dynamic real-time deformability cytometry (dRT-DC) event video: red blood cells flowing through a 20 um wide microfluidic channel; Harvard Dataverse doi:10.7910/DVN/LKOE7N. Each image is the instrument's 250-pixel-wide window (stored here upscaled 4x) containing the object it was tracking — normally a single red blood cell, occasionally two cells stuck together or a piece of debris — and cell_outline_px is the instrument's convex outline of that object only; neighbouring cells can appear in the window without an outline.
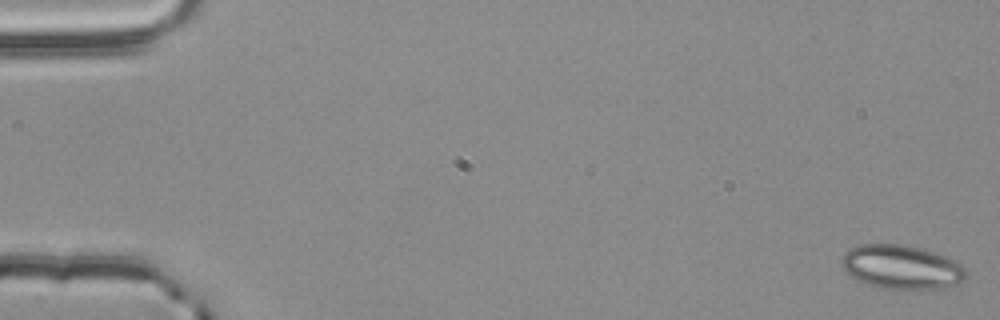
{"species": "common noctule bat (a hibernating species)", "species_latin": "Nyctalus noctula", "temperature_condition": "room temperature", "stored_images_in_passage": 56, "camera_frame_rate_fps": 3000, "um_per_image_px": 0.085, "animal": {"sex": "male", "body_mass_g": 20.4}, "frame": {"image": 1, "passage_image": 1, "time_ms": 0.0, "image_size_px": [1000, 320], "cell_outline_px": [[968, 276], [960, 284], [940, 288], [880, 288], [856, 280], [848, 276], [840, 264], [844, 252], [860, 244], [900, 244], [920, 248], [936, 252], [956, 260], [964, 268]], "centroid_in_image_um": [76.63, 22.69], "position_along_channel_um": 8.4, "area_um2": 32.08}}
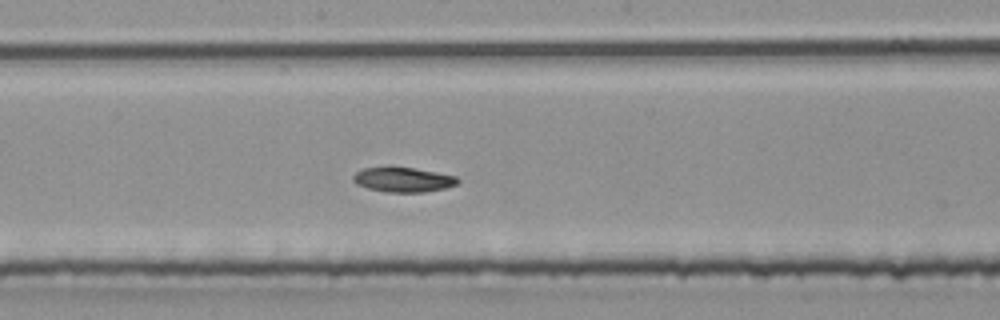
{"frame": {"image": 2, "passage_image": 29, "time_ms": 9.333, "image_size_px": [1000, 320], "cell_outline_px": [[460, 184], [444, 188], [424, 192], [384, 192], [368, 188], [356, 184], [352, 180], [352, 176], [356, 172], [364, 168], [388, 164], [436, 172], [456, 176], [460, 180]], "centroid_in_image_um": [34.23, 15.24], "position_along_channel_um": 214.0, "area_um2": 15.61}}
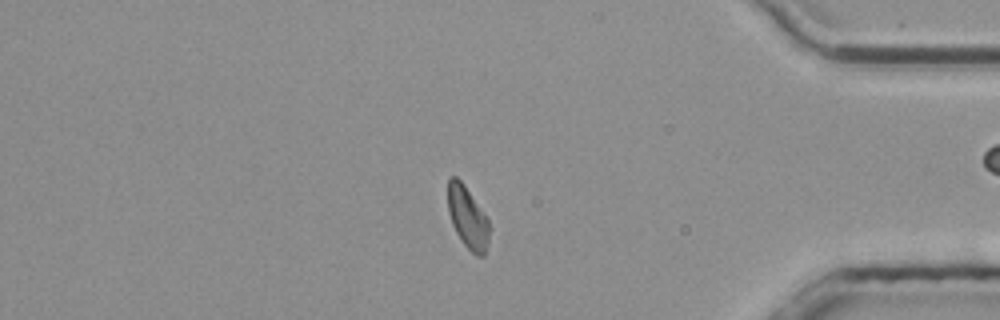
{"frame": {"image": 3, "passage_image": 46, "time_ms": 15.0, "image_size_px": [1000, 320], "cell_outline_px": [[488, 244], [484, 256], [476, 256], [460, 240], [452, 224], [448, 212], [448, 176], [456, 176], [460, 180], [484, 212], [488, 220]], "centroid_in_image_um": [39.73, 18.49], "position_along_channel_um": 395.5, "area_um2": 14.85}}